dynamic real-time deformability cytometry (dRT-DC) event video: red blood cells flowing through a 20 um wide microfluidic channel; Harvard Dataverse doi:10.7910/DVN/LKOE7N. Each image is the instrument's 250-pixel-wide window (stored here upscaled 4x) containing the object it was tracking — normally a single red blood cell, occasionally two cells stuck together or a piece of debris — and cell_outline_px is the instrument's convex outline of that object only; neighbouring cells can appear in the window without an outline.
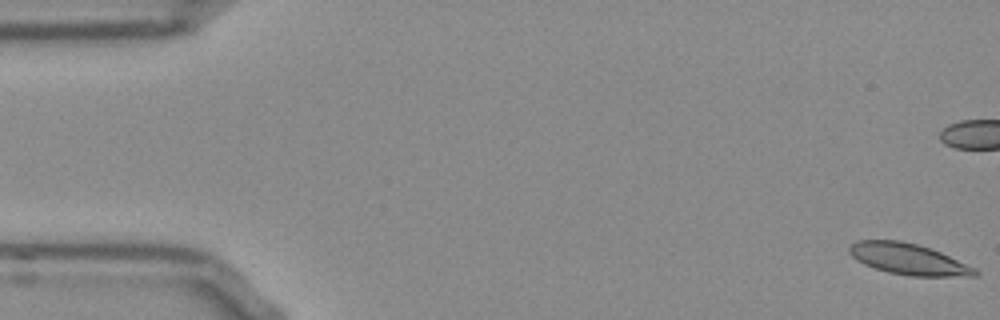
{"species": "Egyptian fruit bat (a non-hibernating species)", "species_latin": "Rousettus aegyptiacus", "temperature_condition": "room temperature", "stored_images_in_passage": 10, "camera_frame_rate_fps": 3000, "um_per_image_px": 0.085, "frame": {"image": 1, "passage_image": 1, "time_ms": 0.0, "image_size_px": [1000, 320], "cell_outline_px": [[980, 272], [976, 276], [912, 276], [888, 272], [864, 264], [856, 260], [848, 252], [848, 248], [856, 240], [900, 240], [916, 244], [940, 252], [976, 268]], "centroid_in_image_um": [77.2, 22.02], "position_along_channel_um": 7.8, "area_um2": 22.66}}